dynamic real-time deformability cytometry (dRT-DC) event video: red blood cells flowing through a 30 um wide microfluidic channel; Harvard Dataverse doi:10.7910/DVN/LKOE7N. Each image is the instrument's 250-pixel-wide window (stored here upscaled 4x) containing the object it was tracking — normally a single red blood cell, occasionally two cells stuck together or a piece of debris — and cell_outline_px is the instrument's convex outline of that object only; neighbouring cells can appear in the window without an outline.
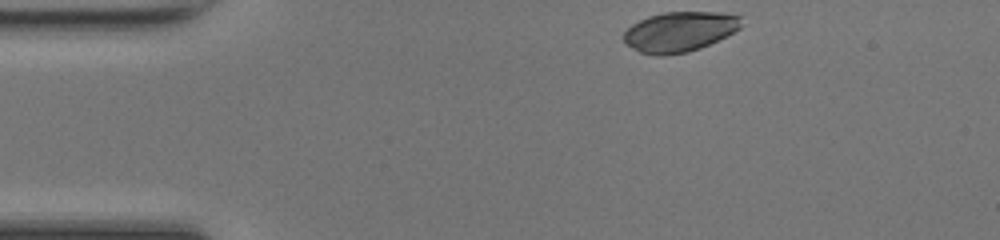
{"species": "common noctule bat (a hibernating species)", "species_latin": "Nyctalus noctula", "temperature_condition": "room temperature", "stored_images_in_passage": 42, "camera_frame_rate_fps": 3000, "um_per_image_px": 0.085, "animal": {"sex": "female", "body_mass_g": 17.0, "forearm_length_mm": 48.0}, "frame": {"image": 1, "passage_image": 1, "time_ms": 0.0, "image_size_px": [1000, 240], "cell_outline_px": [[736, 28], [732, 32], [708, 44], [684, 52], [640, 52], [628, 44], [624, 40], [624, 32], [628, 28], [640, 20], [652, 16], [668, 12], [708, 12], [736, 16]], "centroid_in_image_um": [57.68, 2.66], "position_along_channel_um": 27.3, "area_um2": 25.26}}
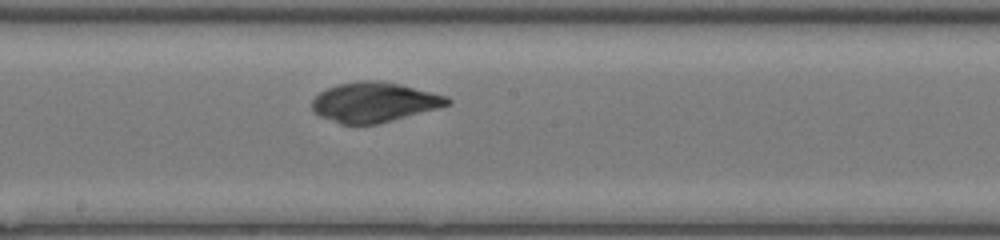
{"frame": {"image": 2, "passage_image": 19, "time_ms": 6.0, "image_size_px": [1000, 240], "cell_outline_px": [[448, 104], [388, 120], [372, 124], [344, 124], [324, 116], [316, 112], [312, 108], [312, 100], [316, 96], [332, 88], [344, 84], [392, 84], [444, 96], [448, 100]], "centroid_in_image_um": [31.73, 8.74], "position_along_channel_um": 216.5, "area_um2": 28.15}}
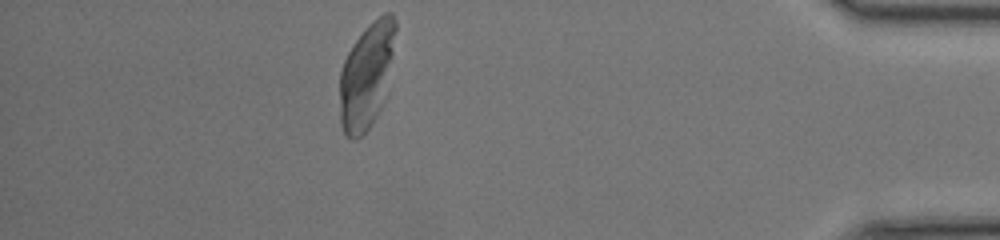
{"frame": {"image": 3, "passage_image": 36, "time_ms": 11.667, "image_size_px": [1000, 240], "cell_outline_px": [[396, 28], [392, 52], [372, 120], [368, 128], [360, 136], [348, 136], [344, 132], [340, 120], [340, 72], [344, 60], [348, 52], [356, 40], [380, 16], [388, 12], [392, 16], [396, 24]], "centroid_in_image_um": [31.06, 6.38], "position_along_channel_um": 404.1, "area_um2": 31.27}, "authors_computed_cell_mechanics": {"area_um2": 28.611, "velocity_mm_per_s": 4.2205, "shape_relaxation_time_tau1_ms": null, "shape_relaxation_time_tau2_ms": 1.2052, "deformation_change_tau1": null, "deformation_change_tau2": 0.039}}